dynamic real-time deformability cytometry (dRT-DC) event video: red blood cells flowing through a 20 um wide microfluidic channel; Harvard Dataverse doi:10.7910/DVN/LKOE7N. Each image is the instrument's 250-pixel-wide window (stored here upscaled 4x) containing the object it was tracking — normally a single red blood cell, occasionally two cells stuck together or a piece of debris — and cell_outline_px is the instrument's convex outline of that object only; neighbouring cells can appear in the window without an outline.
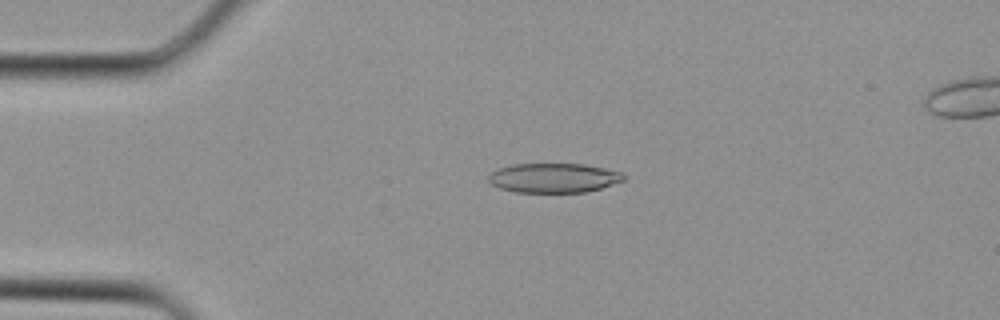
{"species": "Egyptian fruit bat (a non-hibernating species)", "species_latin": "Rousettus aegyptiacus", "temperature_condition": "cold", "stored_images_in_passage": 3, "camera_frame_rate_fps": 3000, "um_per_image_px": 0.085, "animal": {"sex": "female"}, "frame": {"image": 1, "passage_image": 2, "time_ms": 0.333, "image_size_px": [1000, 320], "cell_outline_px": [[628, 176], [624, 180], [588, 192], [516, 192], [500, 188], [492, 184], [488, 180], [488, 176], [492, 172], [500, 168], [512, 164], [584, 164], [624, 172]], "centroid_in_image_um": [47.11, 15.12], "position_along_channel_um": 37.9, "area_um2": 23.24}}